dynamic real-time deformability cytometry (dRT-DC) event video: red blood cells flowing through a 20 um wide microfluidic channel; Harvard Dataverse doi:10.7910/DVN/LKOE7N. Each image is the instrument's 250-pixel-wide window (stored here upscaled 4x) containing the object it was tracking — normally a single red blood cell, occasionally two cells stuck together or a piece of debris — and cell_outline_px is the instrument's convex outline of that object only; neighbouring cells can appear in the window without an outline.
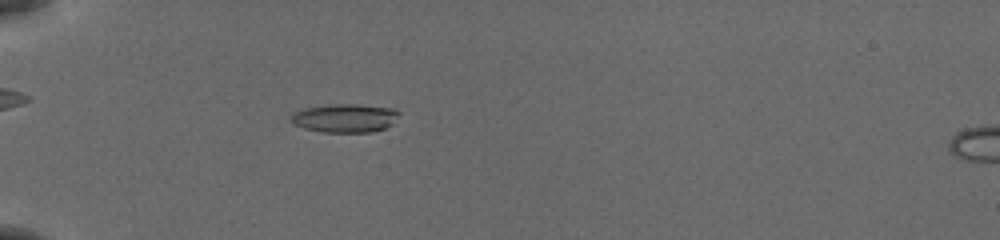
{"species": "common noctule bat (a hibernating species)", "species_latin": "Nyctalus noctula", "temperature_condition": "cold", "stored_images_in_passage": 48, "camera_frame_rate_fps": 3000, "um_per_image_px": 0.085, "animal": {"sex": "female", "body_mass_g": 19.5, "forearm_length_mm": 54.1}, "frame": {"image": 1, "passage_image": 12, "time_ms": 3.667, "image_size_px": [1000, 240], "cell_outline_px": [[400, 112], [392, 124], [384, 128], [372, 132], [320, 132], [304, 128], [292, 124], [288, 116], [292, 112], [304, 108], [328, 104], [356, 104], [396, 108]], "centroid_in_image_um": [29.27, 10.03], "position_along_channel_um": 55.7, "area_um2": 18.32}}
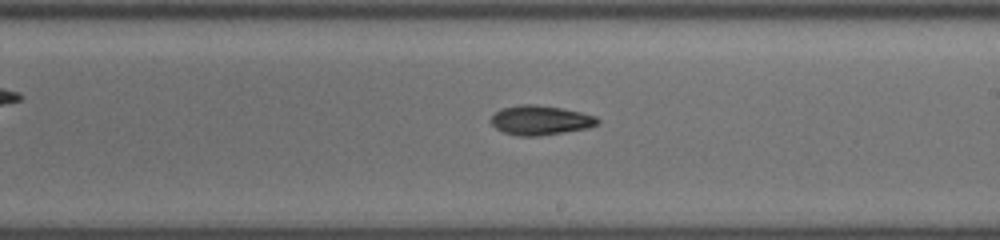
{"frame": {"image": 2, "passage_image": 28, "time_ms": 9.0, "image_size_px": [1000, 240], "cell_outline_px": [[600, 124], [588, 128], [564, 132], [536, 136], [516, 136], [504, 132], [496, 128], [492, 124], [492, 116], [500, 108], [520, 104], [536, 104], [560, 108], [580, 112], [596, 116], [600, 120]], "centroid_in_image_um": [45.95, 10.21], "position_along_channel_um": 243.1, "area_um2": 18.32}}
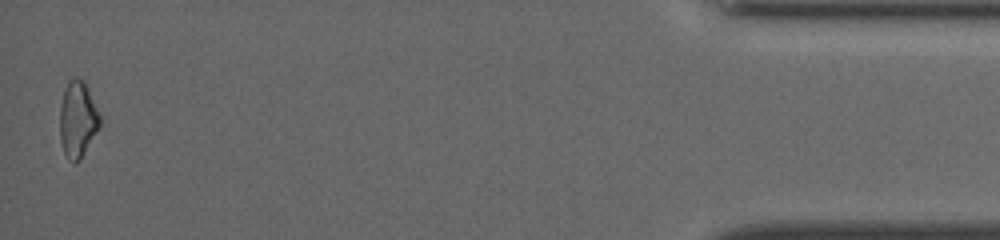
{"frame": {"image": 3, "passage_image": 48, "time_ms": 15.667, "image_size_px": [1000, 240], "cell_outline_px": [[100, 124], [96, 132], [80, 160], [68, 160], [64, 152], [60, 140], [60, 104], [68, 80], [72, 76], [76, 76], [84, 80], [88, 88], [100, 116]], "centroid_in_image_um": [6.59, 10.09], "position_along_channel_um": 428.6, "area_um2": 17.63}, "authors_computed_cell_mechanics": {"area_um2": 17.8313, "velocity_mm_per_s": 3.8854, "shape_relaxation_time_tau1_ms": 6.0078, "shape_relaxation_time_tau2_ms": null, "deformation_change_tau1": 0.1813, "deformation_change_tau2": null}}